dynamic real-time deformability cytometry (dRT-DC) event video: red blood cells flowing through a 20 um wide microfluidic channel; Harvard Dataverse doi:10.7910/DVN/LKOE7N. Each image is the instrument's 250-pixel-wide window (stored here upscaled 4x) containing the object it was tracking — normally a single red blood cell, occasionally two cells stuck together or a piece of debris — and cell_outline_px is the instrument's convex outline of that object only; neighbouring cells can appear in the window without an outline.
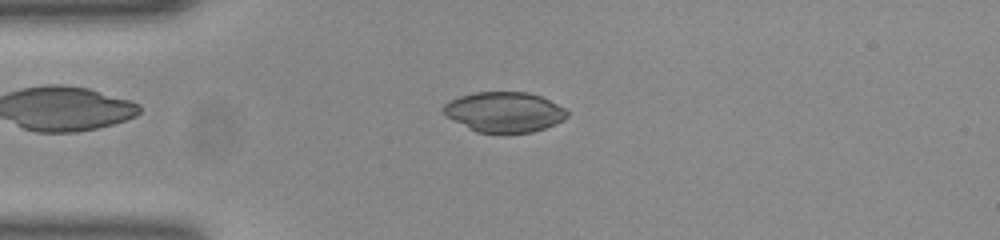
{"species": "common noctule bat (a hibernating species)", "species_latin": "Nyctalus noctula", "temperature_condition": "room temperature", "stored_images_in_passage": 51, "camera_frame_rate_fps": 3000, "um_per_image_px": 0.085, "animal": {"sex": "female", "body_mass_g": 23.0, "forearm_length_mm": 53.4}, "frame": {"image": 1, "passage_image": 12, "time_ms": 3.667, "image_size_px": [1000, 240], "cell_outline_px": [[568, 116], [564, 120], [544, 128], [532, 132], [476, 132], [444, 116], [440, 108], [444, 104], [460, 96], [476, 92], [528, 92], [540, 96], [564, 108], [568, 112]], "centroid_in_image_um": [42.82, 9.52], "position_along_channel_um": 42.2, "area_um2": 28.84}}
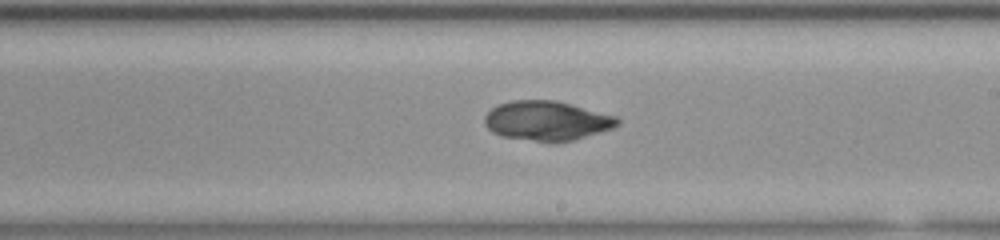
{"frame": {"image": 2, "passage_image": 29, "time_ms": 9.333, "image_size_px": [1000, 240], "cell_outline_px": [[620, 124], [612, 128], [600, 132], [572, 140], [556, 144], [500, 136], [492, 132], [484, 124], [484, 116], [492, 108], [500, 104], [512, 100], [556, 100], [616, 116], [620, 120]], "centroid_in_image_um": [46.47, 10.28], "position_along_channel_um": 242.5, "area_um2": 30.81}}
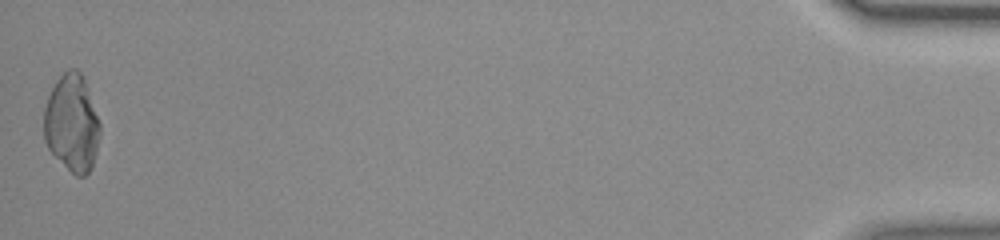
{"frame": {"image": 3, "passage_image": 51, "time_ms": 16.667, "image_size_px": [1000, 240], "cell_outline_px": [[100, 136], [92, 168], [84, 176], [76, 176], [48, 148], [44, 140], [44, 108], [48, 96], [56, 80], [68, 68], [76, 68], [84, 76], [100, 124]], "centroid_in_image_um": [6.12, 10.44], "position_along_channel_um": 429.1, "area_um2": 31.73}}